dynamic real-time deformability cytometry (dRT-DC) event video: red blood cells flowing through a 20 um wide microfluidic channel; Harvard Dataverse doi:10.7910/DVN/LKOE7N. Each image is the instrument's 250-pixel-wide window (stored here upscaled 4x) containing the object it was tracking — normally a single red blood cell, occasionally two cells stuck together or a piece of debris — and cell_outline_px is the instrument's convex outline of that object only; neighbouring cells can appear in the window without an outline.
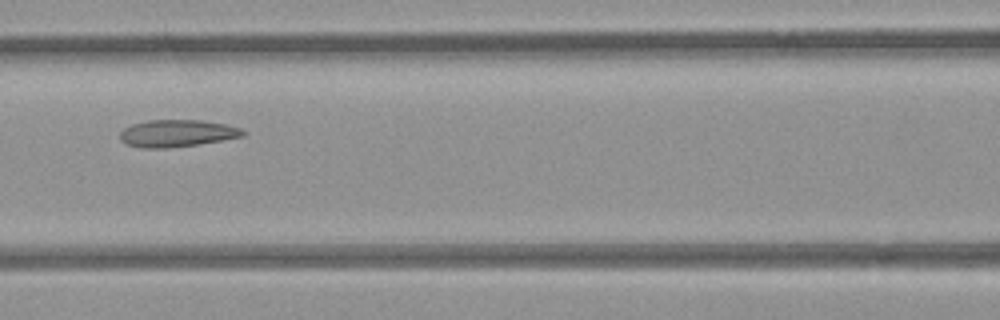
{"species": "common noctule bat (a hibernating species)", "species_latin": "Nyctalus noctula", "temperature_condition": "room temperature", "stored_images_in_passage": 10, "camera_frame_rate_fps": 3000, "um_per_image_px": 0.085, "animal": {"sex": "female", "body_mass_g": 21.9}, "frame": {"image": 1, "passage_image": 6, "time_ms": 1.667, "image_size_px": [1000, 320], "cell_outline_px": [[248, 132], [244, 136], [200, 144], [164, 148], [140, 148], [128, 144], [120, 140], [120, 132], [124, 128], [132, 124], [148, 120], [200, 120], [224, 124], [240, 128]], "centroid_in_image_um": [15.05, 11.33], "position_along_channel_um": 151.5, "area_um2": 19.42}}
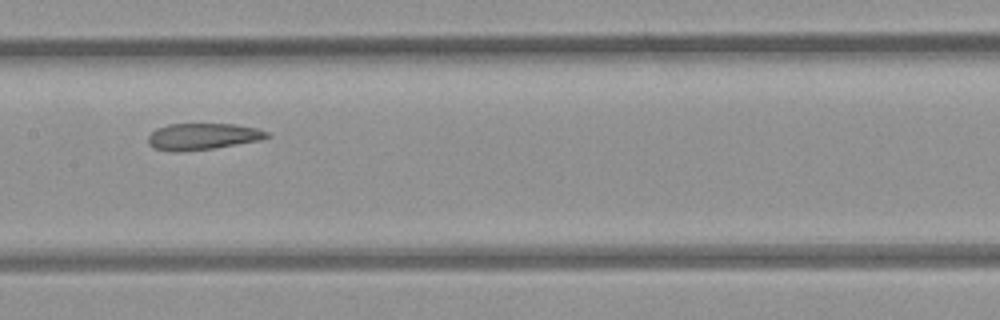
{"frame": {"image": 2, "passage_image": 7, "time_ms": 2.0, "image_size_px": [1000, 320], "cell_outline_px": [[268, 136], [260, 140], [212, 148], [176, 152], [152, 148], [148, 144], [148, 136], [156, 128], [168, 124], [236, 124], [256, 128], [268, 132]], "centroid_in_image_um": [17.17, 11.59], "position_along_channel_um": 190.2, "area_um2": 18.21}}
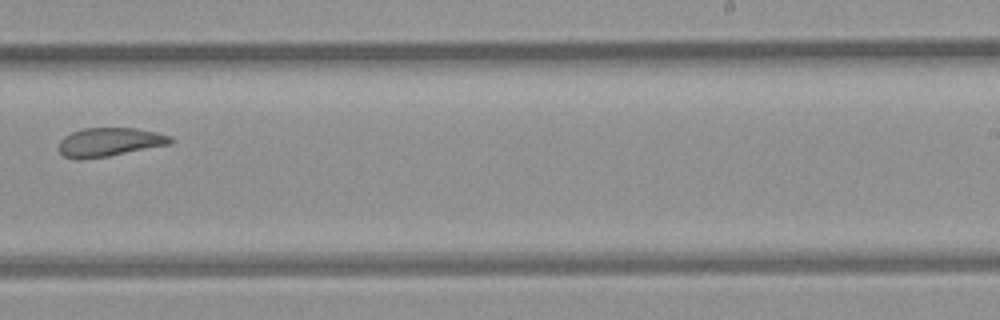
{"frame": {"image": 3, "passage_image": 9, "time_ms": 2.667, "image_size_px": [1000, 320], "cell_outline_px": [[176, 140], [172, 144], [108, 156], [84, 160], [76, 160], [64, 156], [60, 152], [60, 140], [64, 136], [72, 132], [84, 128], [136, 128], [156, 132], [172, 136]], "centroid_in_image_um": [9.34, 12.08], "position_along_channel_um": 279.7, "area_um2": 18.9}}